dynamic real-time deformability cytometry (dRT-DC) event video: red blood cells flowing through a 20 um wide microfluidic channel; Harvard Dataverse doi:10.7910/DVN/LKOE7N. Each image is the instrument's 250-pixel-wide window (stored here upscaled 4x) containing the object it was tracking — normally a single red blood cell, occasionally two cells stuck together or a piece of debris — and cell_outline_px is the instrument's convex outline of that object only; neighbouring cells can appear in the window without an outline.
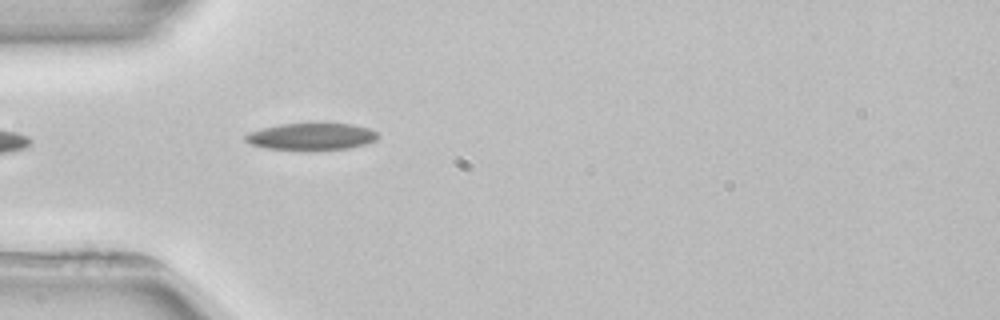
{"species": "common noctule bat (a hibernating species)", "species_latin": "Nyctalus noctula", "temperature_condition": "room temperature", "stored_images_in_passage": 4, "camera_frame_rate_fps": 3000, "um_per_image_px": 0.085, "animal": {"sex": "female", "body_mass_g": 22.7, "forearm_length_mm": 54.2}, "frame": {"image": 1, "passage_image": 4, "time_ms": 4.333, "image_size_px": [1000, 320], "cell_outline_px": [[376, 140], [364, 144], [348, 148], [264, 148], [252, 144], [244, 140], [244, 136], [248, 132], [280, 124], [352, 124], [368, 128], [376, 132]], "centroid_in_image_um": [26.44, 11.58], "position_along_channel_um": 58.6, "area_um2": 19.83}}